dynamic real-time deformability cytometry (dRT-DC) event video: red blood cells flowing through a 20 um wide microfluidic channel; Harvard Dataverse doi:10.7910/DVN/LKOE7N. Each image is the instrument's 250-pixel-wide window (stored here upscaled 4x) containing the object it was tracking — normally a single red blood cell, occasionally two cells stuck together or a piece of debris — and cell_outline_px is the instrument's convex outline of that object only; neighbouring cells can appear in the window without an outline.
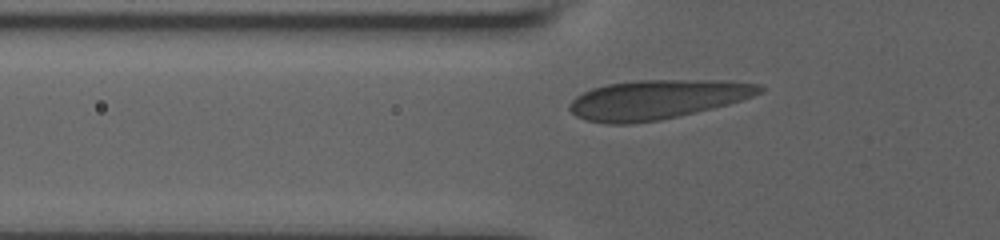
{"species": "human", "species_latin": "Homo sapiens", "temperature_condition": "room temperature", "stored_images_in_passage": 10, "camera_frame_rate_fps": 3000, "um_per_image_px": 0.085, "donor": {"sex": "male"}, "frame": {"image": 1, "passage_image": 3, "time_ms": 1.0, "image_size_px": [1000, 240], "cell_outline_px": [[764, 88], [760, 92], [752, 96], [728, 104], [712, 108], [660, 120], [628, 124], [604, 124], [584, 120], [576, 116], [568, 108], [568, 104], [576, 96], [592, 88], [608, 84], [636, 80], [732, 80], [760, 84]], "centroid_in_image_um": [55.82, 8.45], "position_along_channel_um": 70.0, "area_um2": 43.58}}
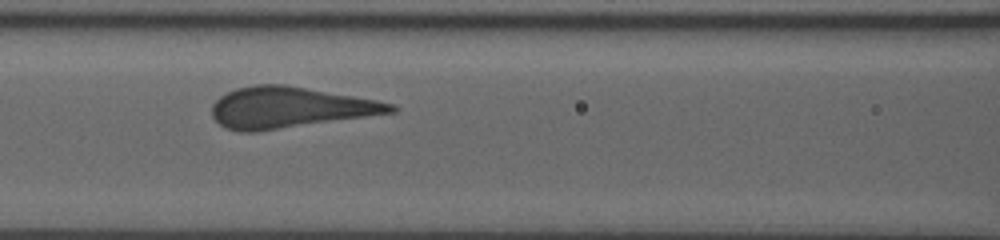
{"frame": {"image": 2, "passage_image": 7, "time_ms": 3.0, "image_size_px": [1000, 240], "cell_outline_px": [[400, 108], [396, 112], [256, 132], [240, 132], [224, 128], [212, 116], [212, 104], [220, 96], [236, 88], [256, 84], [284, 84], [376, 100], [392, 104]], "centroid_in_image_um": [24.58, 9.14], "position_along_channel_um": 142.0, "area_um2": 42.54}}
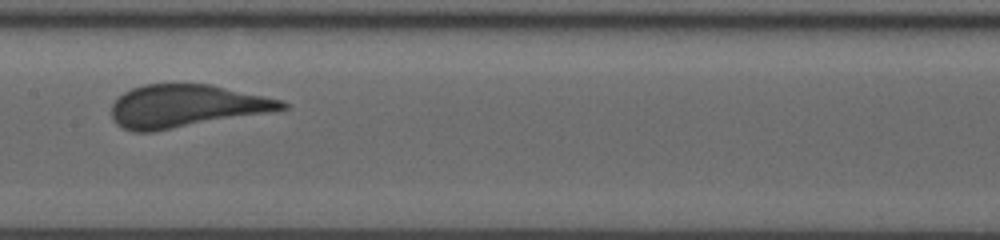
{"frame": {"image": 3, "passage_image": 9, "time_ms": 4.333, "image_size_px": [1000, 240], "cell_outline_px": [[288, 108], [268, 112], [152, 132], [132, 132], [116, 124], [112, 120], [112, 104], [124, 92], [132, 88], [144, 84], [212, 84], [284, 100], [288, 104]], "centroid_in_image_um": [15.81, 9.01], "position_along_channel_um": 191.6, "area_um2": 42.31}}